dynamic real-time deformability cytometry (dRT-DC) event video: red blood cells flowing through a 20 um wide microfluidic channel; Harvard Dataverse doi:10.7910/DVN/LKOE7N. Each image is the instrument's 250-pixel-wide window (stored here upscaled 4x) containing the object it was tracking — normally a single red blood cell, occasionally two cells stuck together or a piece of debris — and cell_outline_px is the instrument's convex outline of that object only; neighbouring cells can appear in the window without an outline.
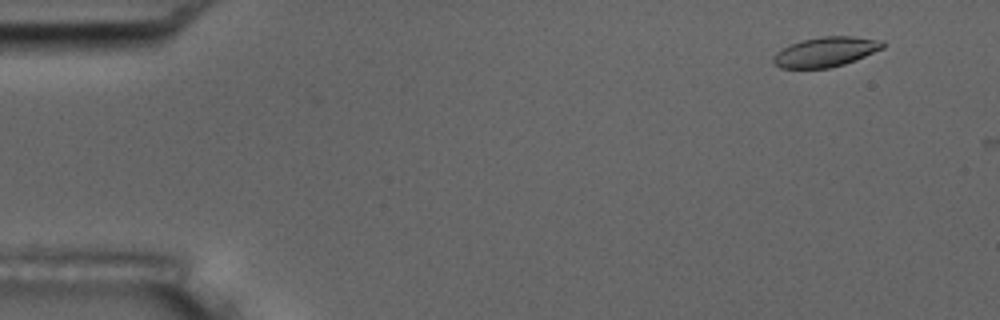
{"species": "common noctule bat (a hibernating species)", "species_latin": "Nyctalus noctula", "temperature_condition": "room temperature", "stored_images_in_passage": 3, "camera_frame_rate_fps": 3000, "um_per_image_px": 0.085, "animal": {"sex": "male", "body_mass_g": 17.5, "forearm_length_mm": 52.3}, "frame": {"image": 1, "passage_image": 2, "time_ms": 1.0, "image_size_px": [1000, 320], "cell_outline_px": [[884, 48], [856, 60], [844, 64], [828, 68], [780, 68], [772, 60], [772, 56], [776, 52], [792, 44], [804, 40], [820, 36], [852, 36], [884, 40]], "centroid_in_image_um": [70.21, 4.4], "position_along_channel_um": 14.8, "area_um2": 18.96}}